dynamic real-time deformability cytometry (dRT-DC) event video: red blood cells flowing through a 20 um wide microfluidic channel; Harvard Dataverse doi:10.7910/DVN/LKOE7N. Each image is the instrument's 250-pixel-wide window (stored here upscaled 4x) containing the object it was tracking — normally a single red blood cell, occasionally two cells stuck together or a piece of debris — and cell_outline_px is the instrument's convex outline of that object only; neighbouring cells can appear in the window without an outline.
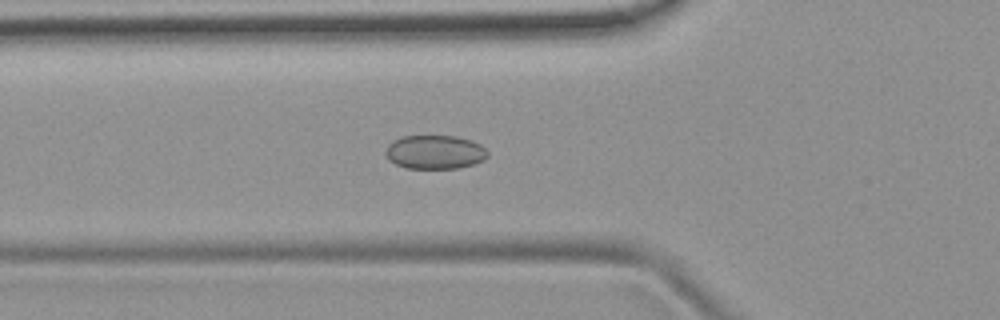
{"species": "common noctule bat (a hibernating species)", "species_latin": "Nyctalus noctula", "temperature_condition": "room temperature", "stored_images_in_passage": 51, "camera_frame_rate_fps": 3000, "um_per_image_px": 0.085, "animal": {"sex": "female", "body_mass_g": 19.9}, "frame": {"image": 1, "passage_image": 18, "time_ms": 5.667, "image_size_px": [1000, 320], "cell_outline_px": [[488, 156], [484, 160], [472, 164], [456, 168], [404, 168], [388, 160], [384, 152], [388, 144], [392, 140], [400, 136], [456, 136], [472, 140], [480, 144], [488, 152]], "centroid_in_image_um": [36.93, 12.92], "position_along_channel_um": 88.9, "area_um2": 20.29}}
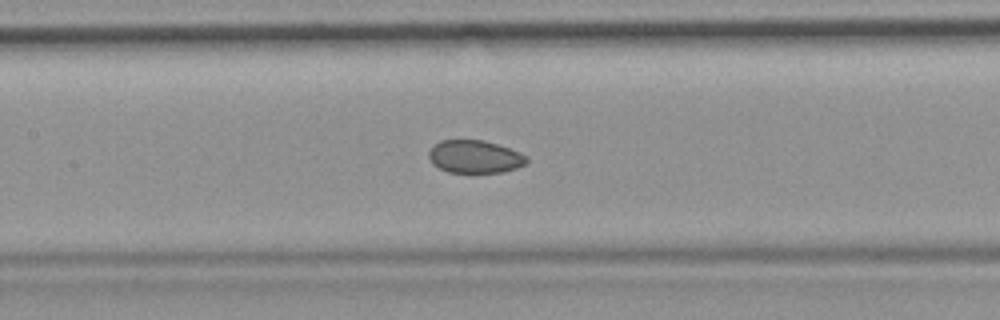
{"frame": {"image": 2, "passage_image": 24, "time_ms": 7.667, "image_size_px": [1000, 320], "cell_outline_px": [[528, 160], [524, 164], [516, 168], [504, 172], [448, 172], [432, 164], [428, 156], [428, 152], [440, 140], [484, 140], [520, 152], [528, 156]], "centroid_in_image_um": [40.36, 13.32], "position_along_channel_um": 167.0, "area_um2": 18.61}}
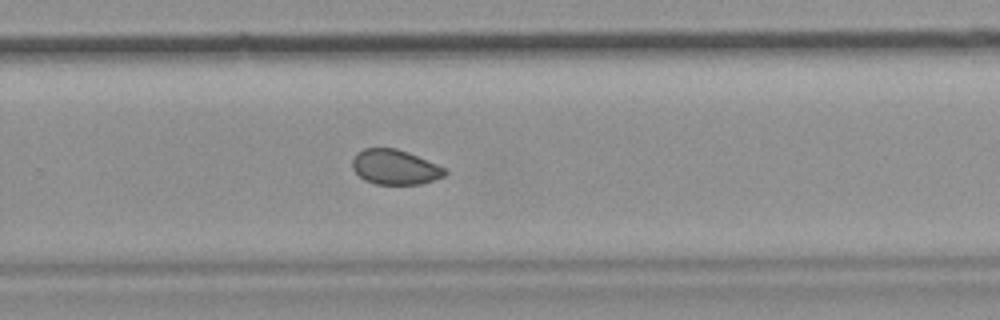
{"frame": {"image": 3, "passage_image": 34, "time_ms": 11.0, "image_size_px": [1000, 320], "cell_outline_px": [[448, 172], [444, 176], [420, 184], [376, 184], [364, 180], [352, 168], [352, 160], [356, 152], [364, 148], [396, 148], [408, 152], [436, 164], [444, 168]], "centroid_in_image_um": [33.54, 14.2], "position_along_channel_um": 296.3, "area_um2": 18.73}, "authors_computed_cell_mechanics": {"area_um2": 20.0566, "velocity_mm_per_s": 3.8975, "shape_relaxation_time_tau1_ms": null, "shape_relaxation_time_tau2_ms": 2.5617, "deformation_change_tau1": null, "deformation_change_tau2": 0.0483}}